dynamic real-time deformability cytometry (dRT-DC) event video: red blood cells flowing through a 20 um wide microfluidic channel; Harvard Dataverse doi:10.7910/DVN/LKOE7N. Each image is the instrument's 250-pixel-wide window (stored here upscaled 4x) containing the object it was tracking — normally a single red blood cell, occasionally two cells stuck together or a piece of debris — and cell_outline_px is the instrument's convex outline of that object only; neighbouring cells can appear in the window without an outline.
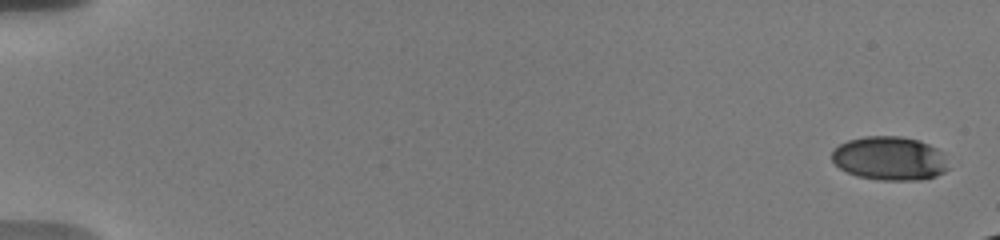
{"species": "human", "species_latin": "Homo sapiens", "temperature_condition": "warm", "stored_images_in_passage": 19, "camera_frame_rate_fps": 3000, "um_per_image_px": 0.085, "donor": {"sex": "male"}, "frame": {"image": 1, "passage_image": 1, "time_ms": 0.0, "image_size_px": [1000, 240], "cell_outline_px": [[948, 168], [944, 172], [936, 176], [920, 180], [880, 180], [856, 176], [840, 168], [832, 160], [832, 152], [840, 144], [848, 140], [864, 136], [900, 136], [920, 140], [936, 148], [944, 160]], "centroid_in_image_um": [75.59, 13.46], "position_along_channel_um": 9.4, "area_um2": 29.48}}
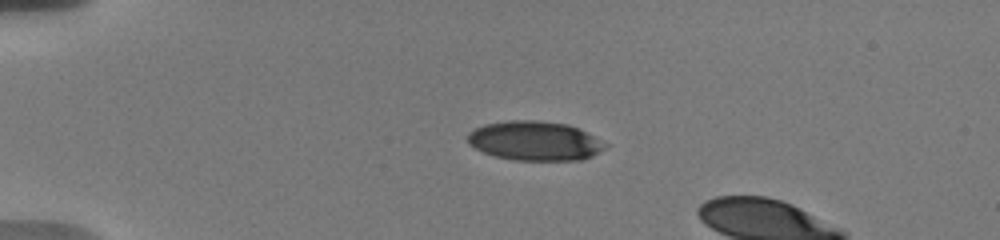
{"frame": {"image": 2, "passage_image": 14, "time_ms": 4.333, "image_size_px": [1000, 240], "cell_outline_px": [[608, 148], [592, 156], [580, 160], [512, 160], [496, 156], [484, 152], [468, 144], [468, 132], [484, 124], [508, 120], [536, 120], [568, 124], [608, 144]], "centroid_in_image_um": [45.45, 11.97], "position_along_channel_um": 39.5, "area_um2": 31.44}}